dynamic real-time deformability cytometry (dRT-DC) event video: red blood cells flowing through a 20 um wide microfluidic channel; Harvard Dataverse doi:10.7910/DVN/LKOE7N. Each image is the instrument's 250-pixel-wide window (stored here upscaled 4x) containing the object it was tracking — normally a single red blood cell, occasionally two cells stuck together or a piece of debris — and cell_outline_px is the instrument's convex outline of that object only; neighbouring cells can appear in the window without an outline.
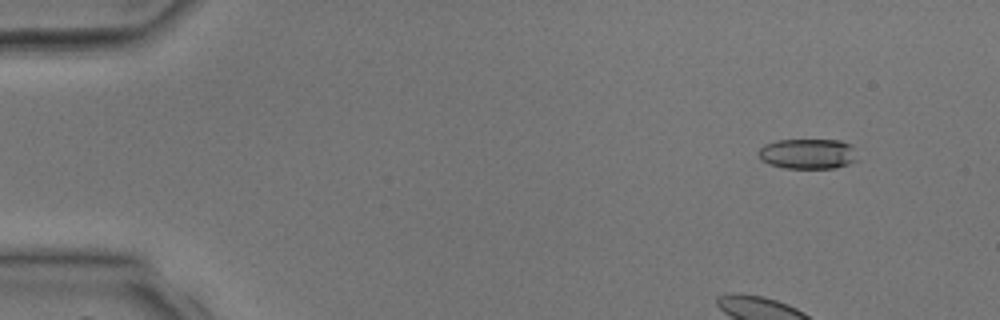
{"species": "common noctule bat (a hibernating species)", "species_latin": "Nyctalus noctula", "temperature_condition": "room temperature", "stored_images_in_passage": 4, "camera_frame_rate_fps": 3000, "um_per_image_px": 0.085, "animal": {"sex": "male", "body_mass_g": 17.9, "forearm_length_mm": 54.2}, "frame": {"image": 1, "passage_image": 1, "time_ms": 0.0, "image_size_px": [1000, 320], "cell_outline_px": [[860, 160], [836, 168], [784, 168], [768, 164], [760, 160], [756, 152], [764, 144], [776, 140], [840, 140], [852, 144]], "centroid_in_image_um": [68.67, 13.07], "position_along_channel_um": 16.3, "area_um2": 17.92}}